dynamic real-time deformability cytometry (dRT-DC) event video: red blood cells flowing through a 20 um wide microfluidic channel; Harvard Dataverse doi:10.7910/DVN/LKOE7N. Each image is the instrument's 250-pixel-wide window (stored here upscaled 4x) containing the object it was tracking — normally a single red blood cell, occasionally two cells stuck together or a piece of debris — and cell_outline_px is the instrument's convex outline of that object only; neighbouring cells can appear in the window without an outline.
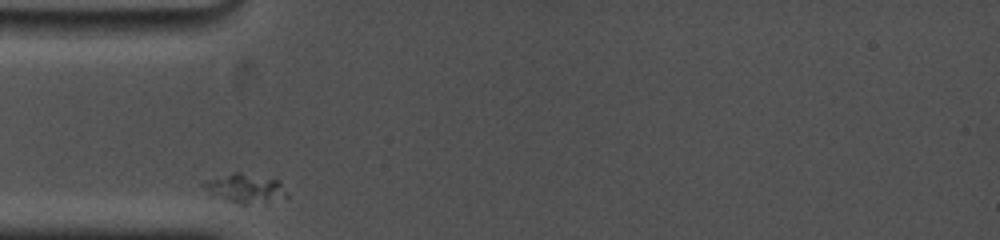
{"species": "common noctule bat (a hibernating species)", "species_latin": "Nyctalus noctula", "temperature_condition": "cold", "stored_images_in_passage": 39, "camera_frame_rate_fps": 5000, "um_per_image_px": 0.085, "animal": {"sex": "female", "body_mass_g": 19.0, "forearm_length_mm": 53.3}, "frame": {"image": 1, "passage_image": 1, "time_ms": 0.0, "image_size_px": [1000, 240], "cell_outline_px": [[280, 192], [244, 204], [232, 200], [200, 184], [208, 180], [232, 172], [240, 172], [280, 180]], "centroid_in_image_um": [20.7, 15.87], "position_along_channel_um": 64.3, "area_um2": 11.56}}
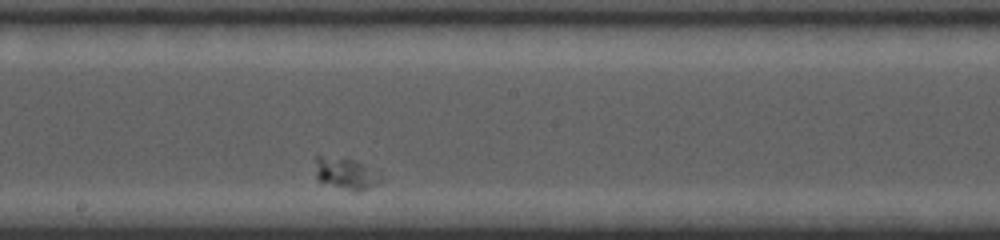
{"frame": {"image": 2, "passage_image": 17, "time_ms": 4.8, "image_size_px": [1000, 240], "cell_outline_px": [[384, 180], [360, 192], [352, 192], [320, 180], [316, 176], [316, 156], [320, 156], [352, 160], [360, 164]], "centroid_in_image_um": [29.36, 14.79], "position_along_channel_um": 218.8, "area_um2": 11.27}}
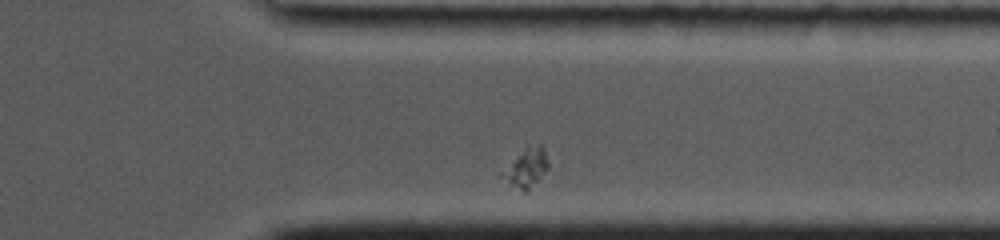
{"frame": {"image": 3, "passage_image": 34, "time_ms": 9.2, "image_size_px": [1000, 240], "cell_outline_px": [[548, 168], [524, 192], [496, 176], [496, 172], [528, 148], [540, 144], [544, 148], [548, 164]], "centroid_in_image_um": [44.62, 14.29], "position_along_channel_um": 366.8, "area_um2": 10.06}}